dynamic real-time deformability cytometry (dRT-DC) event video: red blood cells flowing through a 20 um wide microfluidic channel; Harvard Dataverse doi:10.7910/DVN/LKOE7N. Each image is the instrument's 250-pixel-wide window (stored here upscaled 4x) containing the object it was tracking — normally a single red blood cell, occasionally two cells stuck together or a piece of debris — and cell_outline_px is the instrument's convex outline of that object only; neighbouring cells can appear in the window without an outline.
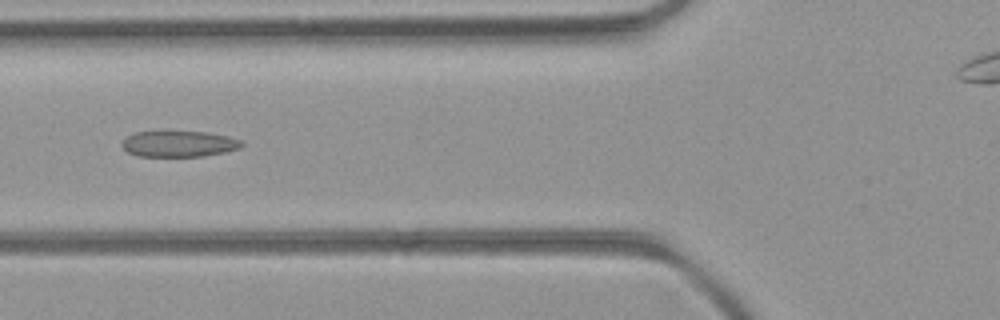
{"species": "common noctule bat (a hibernating species)", "species_latin": "Nyctalus noctula", "temperature_condition": "room temperature", "stored_images_in_passage": 45, "camera_frame_rate_fps": 3000, "um_per_image_px": 0.085, "animal": {"sex": "female", "body_mass_g": 21.9}, "frame": {"image": 1, "passage_image": 16, "time_ms": 5.0, "image_size_px": [1000, 320], "cell_outline_px": [[244, 144], [240, 148], [224, 152], [204, 156], [136, 156], [128, 152], [120, 144], [128, 136], [136, 132], [208, 132], [228, 136], [244, 140]], "centroid_in_image_um": [15.25, 12.23], "position_along_channel_um": 110.5, "area_um2": 18.09}}
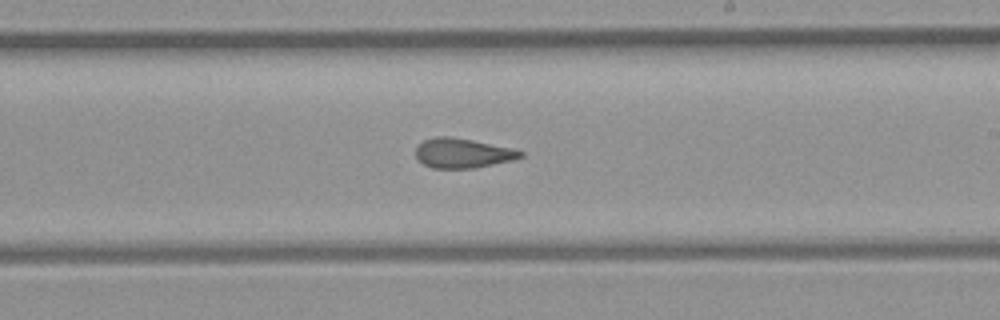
{"frame": {"image": 2, "passage_image": 26, "time_ms": 8.333, "image_size_px": [1000, 320], "cell_outline_px": [[524, 156], [512, 160], [476, 168], [432, 168], [424, 164], [416, 156], [416, 148], [424, 140], [436, 136], [448, 136], [472, 140], [512, 148], [524, 152]], "centroid_in_image_um": [39.34, 13.02], "position_along_channel_um": 249.7, "area_um2": 17.98}}
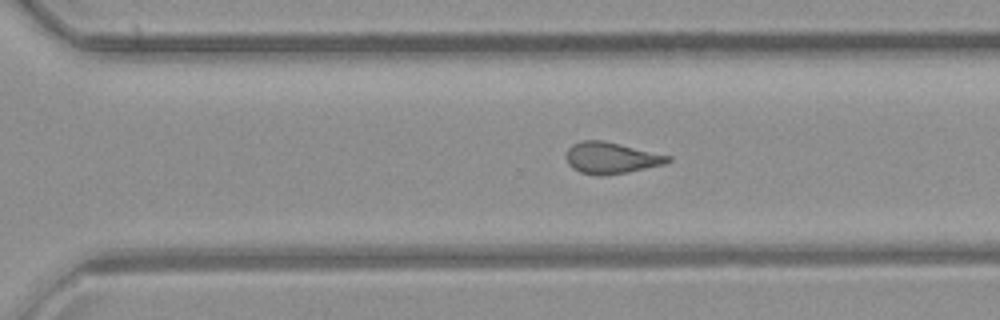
{"frame": {"image": 3, "passage_image": 31, "time_ms": 10.0, "image_size_px": [1000, 320], "cell_outline_px": [[672, 160], [664, 164], [628, 172], [600, 176], [596, 176], [580, 172], [572, 168], [568, 164], [568, 148], [572, 144], [580, 140], [604, 140], [672, 156]], "centroid_in_image_um": [51.96, 13.42], "position_along_channel_um": 318.6, "area_um2": 18.67}}